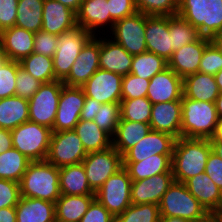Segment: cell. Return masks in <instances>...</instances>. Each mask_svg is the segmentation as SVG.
Listing matches in <instances>:
<instances>
[{
  "mask_svg": "<svg viewBox=\"0 0 222 222\" xmlns=\"http://www.w3.org/2000/svg\"><path fill=\"white\" fill-rule=\"evenodd\" d=\"M214 213L217 215L219 222H222V212H214Z\"/></svg>",
  "mask_w": 222,
  "mask_h": 222,
  "instance_id": "2644e50d",
  "label": "cell"
},
{
  "mask_svg": "<svg viewBox=\"0 0 222 222\" xmlns=\"http://www.w3.org/2000/svg\"><path fill=\"white\" fill-rule=\"evenodd\" d=\"M168 67V62L155 53L144 52L133 56L130 73L150 80L155 74Z\"/></svg>",
  "mask_w": 222,
  "mask_h": 222,
  "instance_id": "f35d334b",
  "label": "cell"
},
{
  "mask_svg": "<svg viewBox=\"0 0 222 222\" xmlns=\"http://www.w3.org/2000/svg\"><path fill=\"white\" fill-rule=\"evenodd\" d=\"M43 83L35 79L26 70L19 66L16 76L15 95L21 98L30 99Z\"/></svg>",
  "mask_w": 222,
  "mask_h": 222,
  "instance_id": "7dc6e473",
  "label": "cell"
},
{
  "mask_svg": "<svg viewBox=\"0 0 222 222\" xmlns=\"http://www.w3.org/2000/svg\"><path fill=\"white\" fill-rule=\"evenodd\" d=\"M20 198L19 183L11 180L0 179V209L16 207Z\"/></svg>",
  "mask_w": 222,
  "mask_h": 222,
  "instance_id": "681fc988",
  "label": "cell"
},
{
  "mask_svg": "<svg viewBox=\"0 0 222 222\" xmlns=\"http://www.w3.org/2000/svg\"><path fill=\"white\" fill-rule=\"evenodd\" d=\"M132 181L172 172V154H156L139 162H123Z\"/></svg>",
  "mask_w": 222,
  "mask_h": 222,
  "instance_id": "f1b7e54d",
  "label": "cell"
},
{
  "mask_svg": "<svg viewBox=\"0 0 222 222\" xmlns=\"http://www.w3.org/2000/svg\"><path fill=\"white\" fill-rule=\"evenodd\" d=\"M152 103L147 97L122 99L120 103V119L150 123Z\"/></svg>",
  "mask_w": 222,
  "mask_h": 222,
  "instance_id": "ab89813d",
  "label": "cell"
},
{
  "mask_svg": "<svg viewBox=\"0 0 222 222\" xmlns=\"http://www.w3.org/2000/svg\"><path fill=\"white\" fill-rule=\"evenodd\" d=\"M183 96V79L171 68L155 74L149 82L147 99L152 103L181 101Z\"/></svg>",
  "mask_w": 222,
  "mask_h": 222,
  "instance_id": "e0dca14e",
  "label": "cell"
},
{
  "mask_svg": "<svg viewBox=\"0 0 222 222\" xmlns=\"http://www.w3.org/2000/svg\"><path fill=\"white\" fill-rule=\"evenodd\" d=\"M131 186L132 180L123 166L95 192V198L116 217L132 204Z\"/></svg>",
  "mask_w": 222,
  "mask_h": 222,
  "instance_id": "ba28073f",
  "label": "cell"
},
{
  "mask_svg": "<svg viewBox=\"0 0 222 222\" xmlns=\"http://www.w3.org/2000/svg\"><path fill=\"white\" fill-rule=\"evenodd\" d=\"M87 153L103 151L112 146V137L93 120L80 119L73 129Z\"/></svg>",
  "mask_w": 222,
  "mask_h": 222,
  "instance_id": "836d02e7",
  "label": "cell"
},
{
  "mask_svg": "<svg viewBox=\"0 0 222 222\" xmlns=\"http://www.w3.org/2000/svg\"><path fill=\"white\" fill-rule=\"evenodd\" d=\"M182 102L169 101L152 104L150 128L165 132L176 139L181 137Z\"/></svg>",
  "mask_w": 222,
  "mask_h": 222,
  "instance_id": "44dd1931",
  "label": "cell"
},
{
  "mask_svg": "<svg viewBox=\"0 0 222 222\" xmlns=\"http://www.w3.org/2000/svg\"><path fill=\"white\" fill-rule=\"evenodd\" d=\"M63 81L43 83L29 101V121L53 128Z\"/></svg>",
  "mask_w": 222,
  "mask_h": 222,
  "instance_id": "9c48e42d",
  "label": "cell"
},
{
  "mask_svg": "<svg viewBox=\"0 0 222 222\" xmlns=\"http://www.w3.org/2000/svg\"><path fill=\"white\" fill-rule=\"evenodd\" d=\"M215 106L217 111L218 118H222V93L218 95V97L215 100Z\"/></svg>",
  "mask_w": 222,
  "mask_h": 222,
  "instance_id": "e7e4bbea",
  "label": "cell"
},
{
  "mask_svg": "<svg viewBox=\"0 0 222 222\" xmlns=\"http://www.w3.org/2000/svg\"><path fill=\"white\" fill-rule=\"evenodd\" d=\"M57 1L67 6L68 8L73 10L75 13H77L80 9V5L83 0H57Z\"/></svg>",
  "mask_w": 222,
  "mask_h": 222,
  "instance_id": "680465c9",
  "label": "cell"
},
{
  "mask_svg": "<svg viewBox=\"0 0 222 222\" xmlns=\"http://www.w3.org/2000/svg\"><path fill=\"white\" fill-rule=\"evenodd\" d=\"M188 191L200 202L207 212H214L219 204L221 189L205 172L184 182Z\"/></svg>",
  "mask_w": 222,
  "mask_h": 222,
  "instance_id": "83f0119b",
  "label": "cell"
},
{
  "mask_svg": "<svg viewBox=\"0 0 222 222\" xmlns=\"http://www.w3.org/2000/svg\"><path fill=\"white\" fill-rule=\"evenodd\" d=\"M111 18L114 21L131 16L137 12L135 0H107Z\"/></svg>",
  "mask_w": 222,
  "mask_h": 222,
  "instance_id": "816d5d0a",
  "label": "cell"
},
{
  "mask_svg": "<svg viewBox=\"0 0 222 222\" xmlns=\"http://www.w3.org/2000/svg\"><path fill=\"white\" fill-rule=\"evenodd\" d=\"M181 137L207 138L213 135L218 120L215 103L181 98Z\"/></svg>",
  "mask_w": 222,
  "mask_h": 222,
  "instance_id": "3957f363",
  "label": "cell"
},
{
  "mask_svg": "<svg viewBox=\"0 0 222 222\" xmlns=\"http://www.w3.org/2000/svg\"><path fill=\"white\" fill-rule=\"evenodd\" d=\"M58 46V36L40 30L34 35L33 53L53 57Z\"/></svg>",
  "mask_w": 222,
  "mask_h": 222,
  "instance_id": "c3c4849f",
  "label": "cell"
},
{
  "mask_svg": "<svg viewBox=\"0 0 222 222\" xmlns=\"http://www.w3.org/2000/svg\"><path fill=\"white\" fill-rule=\"evenodd\" d=\"M86 95L82 87L63 85L52 132L73 130L80 121Z\"/></svg>",
  "mask_w": 222,
  "mask_h": 222,
  "instance_id": "4fadbf2b",
  "label": "cell"
},
{
  "mask_svg": "<svg viewBox=\"0 0 222 222\" xmlns=\"http://www.w3.org/2000/svg\"><path fill=\"white\" fill-rule=\"evenodd\" d=\"M93 35L81 26H75L58 36V46L53 59L55 79L64 81L84 45Z\"/></svg>",
  "mask_w": 222,
  "mask_h": 222,
  "instance_id": "52a82bcc",
  "label": "cell"
},
{
  "mask_svg": "<svg viewBox=\"0 0 222 222\" xmlns=\"http://www.w3.org/2000/svg\"><path fill=\"white\" fill-rule=\"evenodd\" d=\"M205 173L222 190V159L212 151L207 158Z\"/></svg>",
  "mask_w": 222,
  "mask_h": 222,
  "instance_id": "db71d44e",
  "label": "cell"
},
{
  "mask_svg": "<svg viewBox=\"0 0 222 222\" xmlns=\"http://www.w3.org/2000/svg\"><path fill=\"white\" fill-rule=\"evenodd\" d=\"M157 222H190V221L180 217H165L160 215Z\"/></svg>",
  "mask_w": 222,
  "mask_h": 222,
  "instance_id": "be15d7a7",
  "label": "cell"
},
{
  "mask_svg": "<svg viewBox=\"0 0 222 222\" xmlns=\"http://www.w3.org/2000/svg\"><path fill=\"white\" fill-rule=\"evenodd\" d=\"M137 12L152 16L177 15L179 0H135Z\"/></svg>",
  "mask_w": 222,
  "mask_h": 222,
  "instance_id": "b9f144b4",
  "label": "cell"
},
{
  "mask_svg": "<svg viewBox=\"0 0 222 222\" xmlns=\"http://www.w3.org/2000/svg\"><path fill=\"white\" fill-rule=\"evenodd\" d=\"M77 26L76 13L57 0H44L41 30L59 36Z\"/></svg>",
  "mask_w": 222,
  "mask_h": 222,
  "instance_id": "603a6c76",
  "label": "cell"
},
{
  "mask_svg": "<svg viewBox=\"0 0 222 222\" xmlns=\"http://www.w3.org/2000/svg\"><path fill=\"white\" fill-rule=\"evenodd\" d=\"M6 60L4 54H3V51L1 49V46H0V65Z\"/></svg>",
  "mask_w": 222,
  "mask_h": 222,
  "instance_id": "89a4df30",
  "label": "cell"
},
{
  "mask_svg": "<svg viewBox=\"0 0 222 222\" xmlns=\"http://www.w3.org/2000/svg\"><path fill=\"white\" fill-rule=\"evenodd\" d=\"M209 140H221L222 141V118H218L215 131Z\"/></svg>",
  "mask_w": 222,
  "mask_h": 222,
  "instance_id": "94428289",
  "label": "cell"
},
{
  "mask_svg": "<svg viewBox=\"0 0 222 222\" xmlns=\"http://www.w3.org/2000/svg\"><path fill=\"white\" fill-rule=\"evenodd\" d=\"M176 138L172 135L150 130L136 145L123 155V162H139L156 154H173Z\"/></svg>",
  "mask_w": 222,
  "mask_h": 222,
  "instance_id": "2e32d148",
  "label": "cell"
},
{
  "mask_svg": "<svg viewBox=\"0 0 222 222\" xmlns=\"http://www.w3.org/2000/svg\"><path fill=\"white\" fill-rule=\"evenodd\" d=\"M150 80L129 73L122 78V99H137L147 96Z\"/></svg>",
  "mask_w": 222,
  "mask_h": 222,
  "instance_id": "f6af8a7d",
  "label": "cell"
},
{
  "mask_svg": "<svg viewBox=\"0 0 222 222\" xmlns=\"http://www.w3.org/2000/svg\"><path fill=\"white\" fill-rule=\"evenodd\" d=\"M19 0H0V32L15 26Z\"/></svg>",
  "mask_w": 222,
  "mask_h": 222,
  "instance_id": "f5cc1de1",
  "label": "cell"
},
{
  "mask_svg": "<svg viewBox=\"0 0 222 222\" xmlns=\"http://www.w3.org/2000/svg\"><path fill=\"white\" fill-rule=\"evenodd\" d=\"M146 15L141 12L117 20L111 30L112 39L132 56L147 52L145 41Z\"/></svg>",
  "mask_w": 222,
  "mask_h": 222,
  "instance_id": "7c38bea8",
  "label": "cell"
},
{
  "mask_svg": "<svg viewBox=\"0 0 222 222\" xmlns=\"http://www.w3.org/2000/svg\"><path fill=\"white\" fill-rule=\"evenodd\" d=\"M145 41L147 52L155 53L168 62L172 57L169 16L146 15Z\"/></svg>",
  "mask_w": 222,
  "mask_h": 222,
  "instance_id": "ac0fdd59",
  "label": "cell"
},
{
  "mask_svg": "<svg viewBox=\"0 0 222 222\" xmlns=\"http://www.w3.org/2000/svg\"><path fill=\"white\" fill-rule=\"evenodd\" d=\"M173 181V172L161 173L139 181H132L131 203L159 205L162 196Z\"/></svg>",
  "mask_w": 222,
  "mask_h": 222,
  "instance_id": "ffe728a7",
  "label": "cell"
},
{
  "mask_svg": "<svg viewBox=\"0 0 222 222\" xmlns=\"http://www.w3.org/2000/svg\"><path fill=\"white\" fill-rule=\"evenodd\" d=\"M212 151L207 138L176 139L172 154L174 181L184 183L191 177L205 172L207 158Z\"/></svg>",
  "mask_w": 222,
  "mask_h": 222,
  "instance_id": "6da1fadb",
  "label": "cell"
},
{
  "mask_svg": "<svg viewBox=\"0 0 222 222\" xmlns=\"http://www.w3.org/2000/svg\"><path fill=\"white\" fill-rule=\"evenodd\" d=\"M16 222H55V203L39 198L21 197L16 205Z\"/></svg>",
  "mask_w": 222,
  "mask_h": 222,
  "instance_id": "484cf974",
  "label": "cell"
},
{
  "mask_svg": "<svg viewBox=\"0 0 222 222\" xmlns=\"http://www.w3.org/2000/svg\"><path fill=\"white\" fill-rule=\"evenodd\" d=\"M18 61L6 59L0 65V99L15 95Z\"/></svg>",
  "mask_w": 222,
  "mask_h": 222,
  "instance_id": "ee69618b",
  "label": "cell"
},
{
  "mask_svg": "<svg viewBox=\"0 0 222 222\" xmlns=\"http://www.w3.org/2000/svg\"><path fill=\"white\" fill-rule=\"evenodd\" d=\"M120 120V103H105L98 107L94 122L111 137L115 135Z\"/></svg>",
  "mask_w": 222,
  "mask_h": 222,
  "instance_id": "7bdbcfd3",
  "label": "cell"
},
{
  "mask_svg": "<svg viewBox=\"0 0 222 222\" xmlns=\"http://www.w3.org/2000/svg\"><path fill=\"white\" fill-rule=\"evenodd\" d=\"M19 185L21 197L39 198L55 203L61 196L59 168L47 160L31 161Z\"/></svg>",
  "mask_w": 222,
  "mask_h": 222,
  "instance_id": "7a4b0ae2",
  "label": "cell"
},
{
  "mask_svg": "<svg viewBox=\"0 0 222 222\" xmlns=\"http://www.w3.org/2000/svg\"><path fill=\"white\" fill-rule=\"evenodd\" d=\"M160 215L189 221L203 217L207 211L188 191L184 183L173 181L159 203Z\"/></svg>",
  "mask_w": 222,
  "mask_h": 222,
  "instance_id": "8992f818",
  "label": "cell"
},
{
  "mask_svg": "<svg viewBox=\"0 0 222 222\" xmlns=\"http://www.w3.org/2000/svg\"><path fill=\"white\" fill-rule=\"evenodd\" d=\"M82 164L90 188L96 192L105 181L123 167L122 155L113 147L87 153Z\"/></svg>",
  "mask_w": 222,
  "mask_h": 222,
  "instance_id": "30bf717a",
  "label": "cell"
},
{
  "mask_svg": "<svg viewBox=\"0 0 222 222\" xmlns=\"http://www.w3.org/2000/svg\"><path fill=\"white\" fill-rule=\"evenodd\" d=\"M133 56L114 40L100 39V69L125 76L130 73Z\"/></svg>",
  "mask_w": 222,
  "mask_h": 222,
  "instance_id": "d4e9b609",
  "label": "cell"
},
{
  "mask_svg": "<svg viewBox=\"0 0 222 222\" xmlns=\"http://www.w3.org/2000/svg\"><path fill=\"white\" fill-rule=\"evenodd\" d=\"M20 66L41 83L56 81L52 57L31 53L23 58Z\"/></svg>",
  "mask_w": 222,
  "mask_h": 222,
  "instance_id": "74e56055",
  "label": "cell"
},
{
  "mask_svg": "<svg viewBox=\"0 0 222 222\" xmlns=\"http://www.w3.org/2000/svg\"><path fill=\"white\" fill-rule=\"evenodd\" d=\"M214 78L218 86L219 92L222 93V70H220L216 75H214Z\"/></svg>",
  "mask_w": 222,
  "mask_h": 222,
  "instance_id": "003e7915",
  "label": "cell"
},
{
  "mask_svg": "<svg viewBox=\"0 0 222 222\" xmlns=\"http://www.w3.org/2000/svg\"><path fill=\"white\" fill-rule=\"evenodd\" d=\"M44 0H19L15 26L36 33L42 28Z\"/></svg>",
  "mask_w": 222,
  "mask_h": 222,
  "instance_id": "e575fe53",
  "label": "cell"
},
{
  "mask_svg": "<svg viewBox=\"0 0 222 222\" xmlns=\"http://www.w3.org/2000/svg\"><path fill=\"white\" fill-rule=\"evenodd\" d=\"M35 33L13 26L0 32V46L6 59L20 62L33 53Z\"/></svg>",
  "mask_w": 222,
  "mask_h": 222,
  "instance_id": "7402d4cb",
  "label": "cell"
},
{
  "mask_svg": "<svg viewBox=\"0 0 222 222\" xmlns=\"http://www.w3.org/2000/svg\"><path fill=\"white\" fill-rule=\"evenodd\" d=\"M28 121V99L16 95L0 99V128L12 130Z\"/></svg>",
  "mask_w": 222,
  "mask_h": 222,
  "instance_id": "4dcf8cb0",
  "label": "cell"
},
{
  "mask_svg": "<svg viewBox=\"0 0 222 222\" xmlns=\"http://www.w3.org/2000/svg\"><path fill=\"white\" fill-rule=\"evenodd\" d=\"M95 195H63L55 202L56 221L79 222Z\"/></svg>",
  "mask_w": 222,
  "mask_h": 222,
  "instance_id": "d6a6232c",
  "label": "cell"
},
{
  "mask_svg": "<svg viewBox=\"0 0 222 222\" xmlns=\"http://www.w3.org/2000/svg\"><path fill=\"white\" fill-rule=\"evenodd\" d=\"M81 139L74 130L52 132L50 147L46 160L61 168L82 163L86 157Z\"/></svg>",
  "mask_w": 222,
  "mask_h": 222,
  "instance_id": "8fae6325",
  "label": "cell"
},
{
  "mask_svg": "<svg viewBox=\"0 0 222 222\" xmlns=\"http://www.w3.org/2000/svg\"><path fill=\"white\" fill-rule=\"evenodd\" d=\"M211 41L217 46L222 54V34L214 36L213 38H211Z\"/></svg>",
  "mask_w": 222,
  "mask_h": 222,
  "instance_id": "03108f58",
  "label": "cell"
},
{
  "mask_svg": "<svg viewBox=\"0 0 222 222\" xmlns=\"http://www.w3.org/2000/svg\"><path fill=\"white\" fill-rule=\"evenodd\" d=\"M31 162L19 150L11 148L0 154V179L19 183Z\"/></svg>",
  "mask_w": 222,
  "mask_h": 222,
  "instance_id": "d590c367",
  "label": "cell"
},
{
  "mask_svg": "<svg viewBox=\"0 0 222 222\" xmlns=\"http://www.w3.org/2000/svg\"><path fill=\"white\" fill-rule=\"evenodd\" d=\"M222 70V54L217 46L211 41L202 54L199 72L216 75Z\"/></svg>",
  "mask_w": 222,
  "mask_h": 222,
  "instance_id": "bcb514c9",
  "label": "cell"
},
{
  "mask_svg": "<svg viewBox=\"0 0 222 222\" xmlns=\"http://www.w3.org/2000/svg\"><path fill=\"white\" fill-rule=\"evenodd\" d=\"M210 42L211 38L201 36L197 41L184 45L173 52L168 60V67L182 79L199 72L202 54Z\"/></svg>",
  "mask_w": 222,
  "mask_h": 222,
  "instance_id": "d6986e66",
  "label": "cell"
},
{
  "mask_svg": "<svg viewBox=\"0 0 222 222\" xmlns=\"http://www.w3.org/2000/svg\"><path fill=\"white\" fill-rule=\"evenodd\" d=\"M169 34L172 41V54L184 45L195 42L201 37L198 29L178 14L169 16Z\"/></svg>",
  "mask_w": 222,
  "mask_h": 222,
  "instance_id": "8d00e7d4",
  "label": "cell"
},
{
  "mask_svg": "<svg viewBox=\"0 0 222 222\" xmlns=\"http://www.w3.org/2000/svg\"><path fill=\"white\" fill-rule=\"evenodd\" d=\"M219 94L214 75L197 72L183 79V95L186 98L215 103Z\"/></svg>",
  "mask_w": 222,
  "mask_h": 222,
  "instance_id": "4316f807",
  "label": "cell"
},
{
  "mask_svg": "<svg viewBox=\"0 0 222 222\" xmlns=\"http://www.w3.org/2000/svg\"><path fill=\"white\" fill-rule=\"evenodd\" d=\"M102 104L96 99L86 97L84 101V106L81 110L80 119L91 121L94 120L95 114H97L98 107Z\"/></svg>",
  "mask_w": 222,
  "mask_h": 222,
  "instance_id": "11a10c76",
  "label": "cell"
},
{
  "mask_svg": "<svg viewBox=\"0 0 222 222\" xmlns=\"http://www.w3.org/2000/svg\"><path fill=\"white\" fill-rule=\"evenodd\" d=\"M212 152H214L217 156L222 159V141L221 140H209Z\"/></svg>",
  "mask_w": 222,
  "mask_h": 222,
  "instance_id": "6125c7cd",
  "label": "cell"
},
{
  "mask_svg": "<svg viewBox=\"0 0 222 222\" xmlns=\"http://www.w3.org/2000/svg\"><path fill=\"white\" fill-rule=\"evenodd\" d=\"M122 78L117 73L98 69L82 86L86 97L99 103H121Z\"/></svg>",
  "mask_w": 222,
  "mask_h": 222,
  "instance_id": "5bb4252c",
  "label": "cell"
},
{
  "mask_svg": "<svg viewBox=\"0 0 222 222\" xmlns=\"http://www.w3.org/2000/svg\"><path fill=\"white\" fill-rule=\"evenodd\" d=\"M59 185L63 195H95L82 163L59 168Z\"/></svg>",
  "mask_w": 222,
  "mask_h": 222,
  "instance_id": "f546056e",
  "label": "cell"
},
{
  "mask_svg": "<svg viewBox=\"0 0 222 222\" xmlns=\"http://www.w3.org/2000/svg\"><path fill=\"white\" fill-rule=\"evenodd\" d=\"M0 222H16V208L15 207L1 208Z\"/></svg>",
  "mask_w": 222,
  "mask_h": 222,
  "instance_id": "6f0895ef",
  "label": "cell"
},
{
  "mask_svg": "<svg viewBox=\"0 0 222 222\" xmlns=\"http://www.w3.org/2000/svg\"><path fill=\"white\" fill-rule=\"evenodd\" d=\"M13 148L11 130L0 128V154Z\"/></svg>",
  "mask_w": 222,
  "mask_h": 222,
  "instance_id": "9f6ffc18",
  "label": "cell"
},
{
  "mask_svg": "<svg viewBox=\"0 0 222 222\" xmlns=\"http://www.w3.org/2000/svg\"><path fill=\"white\" fill-rule=\"evenodd\" d=\"M79 222H115V216L95 198Z\"/></svg>",
  "mask_w": 222,
  "mask_h": 222,
  "instance_id": "f907efd6",
  "label": "cell"
},
{
  "mask_svg": "<svg viewBox=\"0 0 222 222\" xmlns=\"http://www.w3.org/2000/svg\"><path fill=\"white\" fill-rule=\"evenodd\" d=\"M190 222H219V220L214 212H207L203 217L194 219Z\"/></svg>",
  "mask_w": 222,
  "mask_h": 222,
  "instance_id": "91938a15",
  "label": "cell"
},
{
  "mask_svg": "<svg viewBox=\"0 0 222 222\" xmlns=\"http://www.w3.org/2000/svg\"><path fill=\"white\" fill-rule=\"evenodd\" d=\"M76 23L92 35L99 27L108 26L112 30L115 21L111 18L108 2L104 0H83L79 11L76 13ZM105 25V26H104Z\"/></svg>",
  "mask_w": 222,
  "mask_h": 222,
  "instance_id": "cb8c5ba5",
  "label": "cell"
},
{
  "mask_svg": "<svg viewBox=\"0 0 222 222\" xmlns=\"http://www.w3.org/2000/svg\"><path fill=\"white\" fill-rule=\"evenodd\" d=\"M55 222H73V221H55Z\"/></svg>",
  "mask_w": 222,
  "mask_h": 222,
  "instance_id": "8c879c8a",
  "label": "cell"
},
{
  "mask_svg": "<svg viewBox=\"0 0 222 222\" xmlns=\"http://www.w3.org/2000/svg\"><path fill=\"white\" fill-rule=\"evenodd\" d=\"M159 216V205L131 204L123 213L115 217V222H157Z\"/></svg>",
  "mask_w": 222,
  "mask_h": 222,
  "instance_id": "60d3db41",
  "label": "cell"
},
{
  "mask_svg": "<svg viewBox=\"0 0 222 222\" xmlns=\"http://www.w3.org/2000/svg\"><path fill=\"white\" fill-rule=\"evenodd\" d=\"M214 212H222V191H221V196H220V201L218 206L216 207Z\"/></svg>",
  "mask_w": 222,
  "mask_h": 222,
  "instance_id": "a7ac6f4b",
  "label": "cell"
},
{
  "mask_svg": "<svg viewBox=\"0 0 222 222\" xmlns=\"http://www.w3.org/2000/svg\"><path fill=\"white\" fill-rule=\"evenodd\" d=\"M151 130L149 123L120 119L112 146L123 155L128 149L136 145Z\"/></svg>",
  "mask_w": 222,
  "mask_h": 222,
  "instance_id": "1f68e13d",
  "label": "cell"
},
{
  "mask_svg": "<svg viewBox=\"0 0 222 222\" xmlns=\"http://www.w3.org/2000/svg\"><path fill=\"white\" fill-rule=\"evenodd\" d=\"M93 35L84 45L78 58L72 65L63 84L70 87H82L87 80L100 68V37Z\"/></svg>",
  "mask_w": 222,
  "mask_h": 222,
  "instance_id": "9a60e30c",
  "label": "cell"
},
{
  "mask_svg": "<svg viewBox=\"0 0 222 222\" xmlns=\"http://www.w3.org/2000/svg\"><path fill=\"white\" fill-rule=\"evenodd\" d=\"M178 15L201 36L213 38L222 32V0H179Z\"/></svg>",
  "mask_w": 222,
  "mask_h": 222,
  "instance_id": "277c9868",
  "label": "cell"
},
{
  "mask_svg": "<svg viewBox=\"0 0 222 222\" xmlns=\"http://www.w3.org/2000/svg\"><path fill=\"white\" fill-rule=\"evenodd\" d=\"M13 148L31 161L46 160L52 129L33 122H24L11 130Z\"/></svg>",
  "mask_w": 222,
  "mask_h": 222,
  "instance_id": "5b68a950",
  "label": "cell"
}]
</instances>
